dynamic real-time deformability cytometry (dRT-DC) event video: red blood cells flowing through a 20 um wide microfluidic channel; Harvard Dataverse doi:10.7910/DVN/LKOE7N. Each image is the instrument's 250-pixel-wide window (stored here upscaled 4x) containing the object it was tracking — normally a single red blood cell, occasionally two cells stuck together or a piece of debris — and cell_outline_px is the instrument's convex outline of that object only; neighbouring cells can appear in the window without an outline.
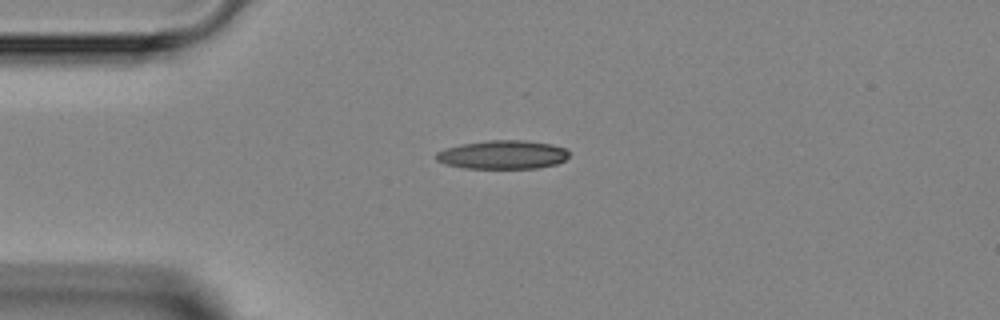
{"species": "Egyptian fruit bat (a non-hibernating species)", "species_latin": "Rousettus aegyptiacus", "temperature_condition": "room temperature", "stored_images_in_passage": 2, "camera_frame_rate_fps": 3000, "um_per_image_px": 0.085, "animal": {"sex": "female"}, "frame": {"image": 1, "passage_image": 1, "time_ms": 0.0, "image_size_px": [1000, 320], "cell_outline_px": [[568, 156], [564, 160], [556, 164], [540, 168], [464, 168], [444, 164], [436, 160], [436, 152], [444, 148], [460, 144], [488, 140], [524, 140], [552, 144], [564, 148], [568, 152]], "centroid_in_image_um": [42.69, 13.15], "position_along_channel_um": 42.3, "area_um2": 22.31}}